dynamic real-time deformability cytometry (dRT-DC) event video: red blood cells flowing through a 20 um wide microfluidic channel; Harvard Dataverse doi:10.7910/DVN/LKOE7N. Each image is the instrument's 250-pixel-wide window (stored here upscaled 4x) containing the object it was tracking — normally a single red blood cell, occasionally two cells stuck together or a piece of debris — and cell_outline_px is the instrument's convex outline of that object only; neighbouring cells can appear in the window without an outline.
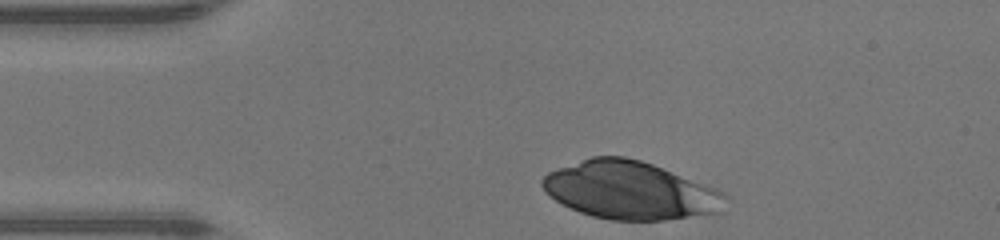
{"species": "human", "species_latin": "Homo sapiens", "temperature_condition": "warm", "stored_images_in_passage": 29, "camera_frame_rate_fps": 3000, "um_per_image_px": 0.085, "donor": {"sex": "male"}, "frame": {"image": 1, "passage_image": 1, "time_ms": 0.0, "image_size_px": [1000, 240], "cell_outline_px": [[728, 200], [716, 212], [664, 220], [612, 220], [592, 216], [580, 212], [556, 200], [540, 184], [540, 180], [548, 172], [592, 156], [624, 156], [640, 160], [652, 164], [716, 188], [724, 192], [728, 196]], "centroid_in_image_um": [53.56, 16.17], "position_along_channel_um": 31.4, "area_um2": 60.98}}